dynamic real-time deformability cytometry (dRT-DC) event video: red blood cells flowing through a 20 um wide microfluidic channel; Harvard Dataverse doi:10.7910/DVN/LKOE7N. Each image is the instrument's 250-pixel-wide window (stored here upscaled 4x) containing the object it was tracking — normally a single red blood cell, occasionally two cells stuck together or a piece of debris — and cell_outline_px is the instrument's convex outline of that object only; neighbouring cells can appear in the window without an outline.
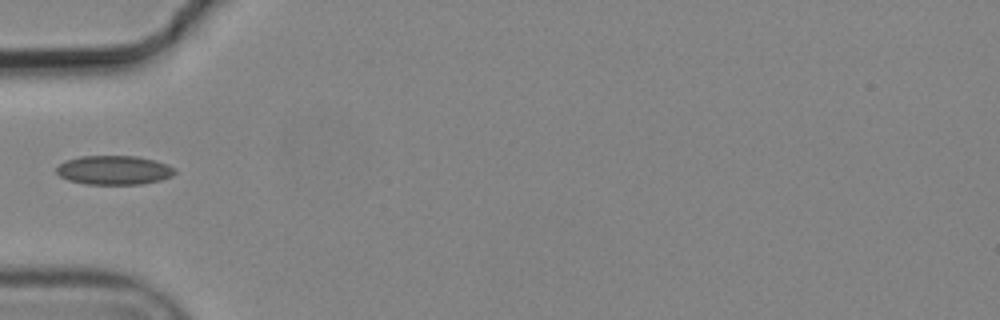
{"species": "common noctule bat (a hibernating species)", "species_latin": "Nyctalus noctula", "temperature_condition": "cold", "stored_images_in_passage": 6, "camera_frame_rate_fps": 3000, "um_per_image_px": 0.085, "animal": {"sex": "male", "body_mass_g": 19.2, "forearm_length_mm": 51.8}, "frame": {"image": 1, "passage_image": 6, "time_ms": 1.667, "image_size_px": [1000, 320], "cell_outline_px": [[176, 172], [172, 176], [160, 180], [140, 184], [88, 184], [68, 180], [60, 176], [56, 172], [56, 168], [64, 160], [80, 156], [136, 156], [156, 160], [168, 164], [176, 168]], "centroid_in_image_um": [9.71, 14.45], "position_along_channel_um": 75.3, "area_um2": 20.17}}